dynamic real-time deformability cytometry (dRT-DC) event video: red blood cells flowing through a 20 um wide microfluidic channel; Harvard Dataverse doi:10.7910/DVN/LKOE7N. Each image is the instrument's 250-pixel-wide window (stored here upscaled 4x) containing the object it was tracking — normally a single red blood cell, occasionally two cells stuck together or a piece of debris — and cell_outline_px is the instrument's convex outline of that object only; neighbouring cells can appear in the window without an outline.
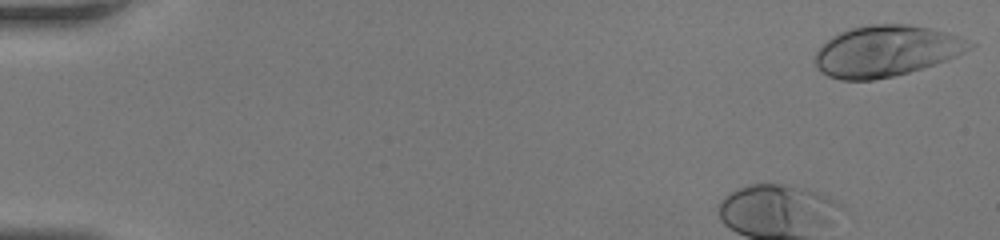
{"species": "human", "species_latin": "Homo sapiens", "temperature_condition": "room temperature", "stored_images_in_passage": 38, "camera_frame_rate_fps": 3000, "um_per_image_px": 0.085, "donor": {"sex": "female"}, "frame": {"image": 1, "passage_image": 1, "time_ms": 0.0, "image_size_px": [1000, 240], "cell_outline_px": [[976, 44], [956, 56], [908, 72], [892, 76], [872, 80], [840, 80], [828, 76], [820, 72], [816, 68], [816, 52], [820, 44], [832, 36], [840, 32], [852, 28], [868, 24], [908, 24], [928, 28], [944, 32], [956, 36]], "centroid_in_image_um": [75.24, 4.33], "position_along_channel_um": 9.8, "area_um2": 45.49}}
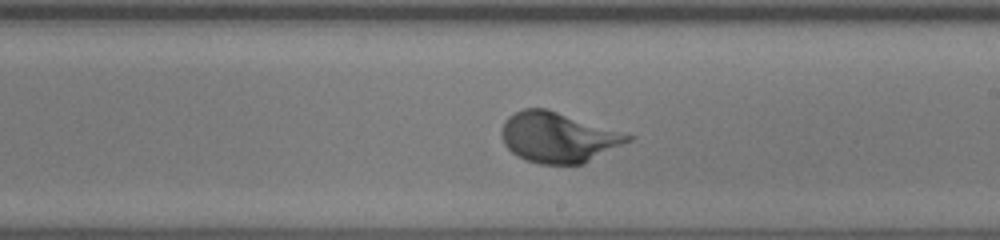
{"frame": {"image": 2, "passage_image": 24, "time_ms": 7.667, "image_size_px": [1000, 240], "cell_outline_px": [[636, 136], [632, 140], [584, 164], [540, 164], [524, 160], [516, 156], [504, 144], [500, 132], [504, 120], [508, 116], [524, 108], [544, 108]], "centroid_in_image_um": [47.42, 11.69], "position_along_channel_um": 241.6, "area_um2": 36.99}}
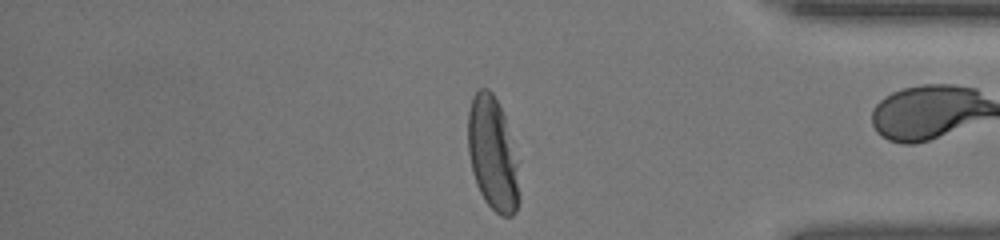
{"frame": {"image": 3, "passage_image": 35, "time_ms": 11.333, "image_size_px": [1000, 240], "cell_outline_px": [[520, 200], [516, 212], [512, 216], [500, 216], [484, 200], [476, 184], [472, 172], [468, 152], [468, 112], [472, 96], [480, 88], [488, 88], [492, 92], [504, 116], [516, 164], [520, 196]], "centroid_in_image_um": [41.85, 13.11], "position_along_channel_um": 393.4, "area_um2": 33.47}}